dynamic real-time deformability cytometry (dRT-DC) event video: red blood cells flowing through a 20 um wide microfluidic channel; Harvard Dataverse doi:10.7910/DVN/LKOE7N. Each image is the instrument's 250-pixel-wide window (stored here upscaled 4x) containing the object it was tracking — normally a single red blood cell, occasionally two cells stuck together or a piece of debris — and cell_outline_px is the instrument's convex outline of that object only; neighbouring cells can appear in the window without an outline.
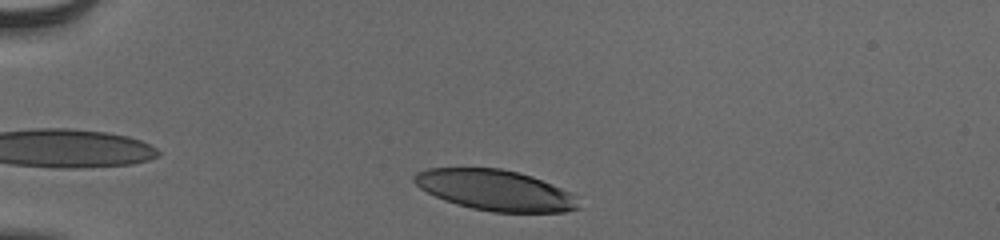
{"species": "human", "species_latin": "Homo sapiens", "temperature_condition": "cold", "stored_images_in_passage": 33, "camera_frame_rate_fps": 3000, "um_per_image_px": 0.085, "donor": {"sex": "male"}, "frame": {"image": 1, "passage_image": 1, "time_ms": 0.0, "image_size_px": [1000, 240], "cell_outline_px": [[580, 208], [564, 212], [492, 212], [472, 208], [456, 204], [444, 200], [420, 188], [412, 180], [412, 176], [416, 172], [428, 168], [500, 168], [532, 176], [572, 192], [576, 196]], "centroid_in_image_um": [42.1, 16.17], "position_along_channel_um": 42.9, "area_um2": 38.96}}
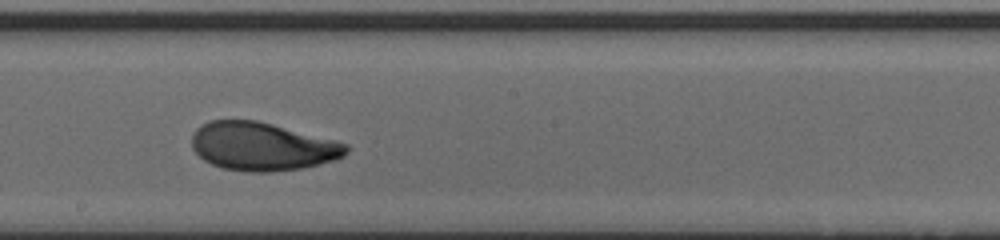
{"frame": {"image": 2, "passage_image": 19, "time_ms": 6.0, "image_size_px": [1000, 240], "cell_outline_px": [[348, 152], [344, 156], [336, 160], [304, 168], [272, 172], [248, 172], [224, 168], [212, 164], [204, 160], [192, 148], [192, 136], [196, 128], [208, 120], [256, 120], [336, 140], [348, 144]], "centroid_in_image_um": [22.31, 12.45], "position_along_channel_um": 225.9, "area_um2": 43.58}}
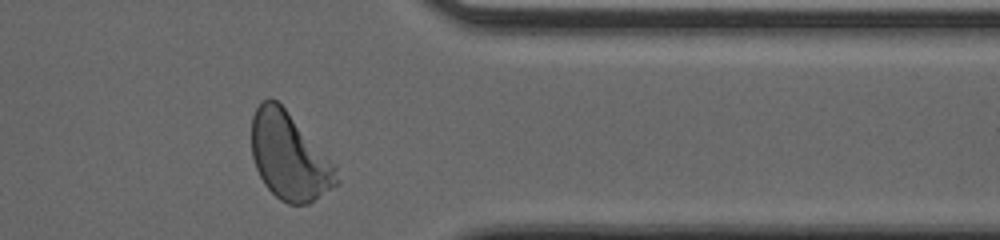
{"frame": {"image": 3, "passage_image": 32, "time_ms": 10.333, "image_size_px": [1000, 240], "cell_outline_px": [[340, 184], [308, 204], [288, 204], [280, 200], [264, 184], [256, 168], [252, 156], [252, 116], [256, 108], [264, 100], [276, 100], [284, 108], [336, 168], [340, 180]], "centroid_in_image_um": [24.58, 13.35], "position_along_channel_um": 386.8, "area_um2": 42.25}, "authors_computed_cell_mechanics": {"area_um2": 42.5408, "velocity_mm_per_s": 3.867, "shape_relaxation_time_tau1_ms": 3.4465, "shape_relaxation_time_tau2_ms": 1.2295, "deformation_change_tau1": 0.1666, "deformation_change_tau2": 0.0687}}